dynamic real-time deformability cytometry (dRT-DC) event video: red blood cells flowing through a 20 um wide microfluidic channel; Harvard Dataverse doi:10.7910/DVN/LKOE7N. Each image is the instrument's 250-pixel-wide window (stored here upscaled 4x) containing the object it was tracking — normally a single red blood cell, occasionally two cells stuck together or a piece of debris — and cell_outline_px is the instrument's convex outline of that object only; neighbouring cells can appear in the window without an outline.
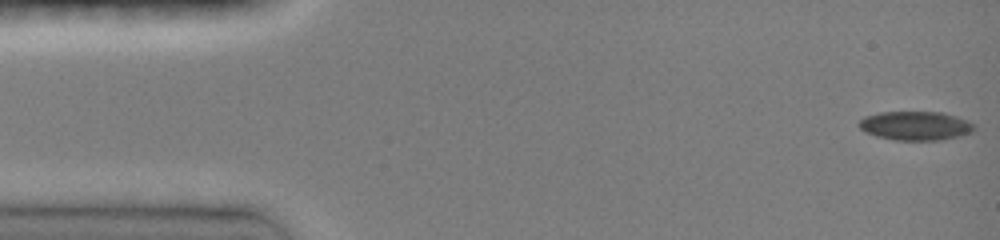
{"species": "common noctule bat (a hibernating species)", "species_latin": "Nyctalus noctula", "temperature_condition": "room temperature", "stored_images_in_passage": 38, "camera_frame_rate_fps": 3000, "um_per_image_px": 0.085, "animal": {"sex": "female", "body_mass_g": 19.0, "forearm_length_mm": 51.5}, "frame": {"image": 1, "passage_image": 1, "time_ms": 0.0, "image_size_px": [1000, 240], "cell_outline_px": [[976, 128], [972, 132], [960, 136], [940, 140], [892, 140], [876, 136], [860, 128], [856, 124], [864, 116], [880, 112], [940, 112], [956, 116], [968, 120], [976, 124]], "centroid_in_image_um": [77.84, 10.69], "position_along_channel_um": 7.2, "area_um2": 19.59}}
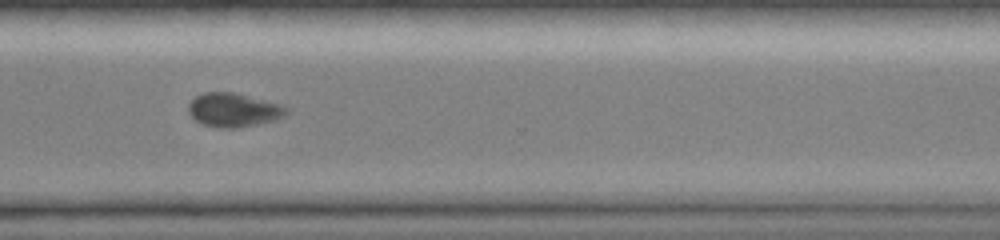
{"frame": {"image": 2, "passage_image": 27, "time_ms": 11.333, "image_size_px": [1000, 240], "cell_outline_px": [[288, 112], [284, 116], [276, 120], [236, 128], [220, 128], [204, 124], [196, 120], [188, 112], [188, 104], [196, 96], [204, 92], [232, 92], [284, 104], [288, 108]], "centroid_in_image_um": [19.89, 9.34], "position_along_channel_um": 350.7, "area_um2": 19.36}}
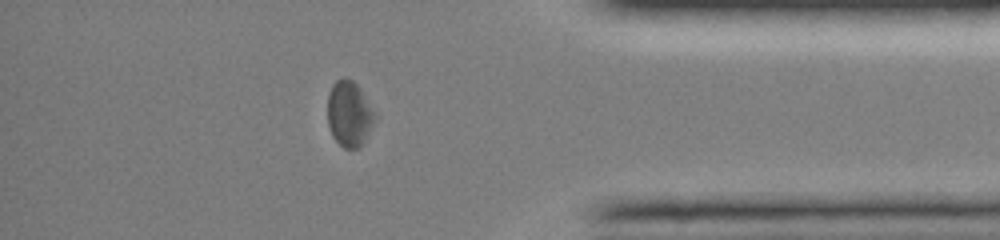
{"frame": {"image": 3, "passage_image": 31, "time_ms": 13.0, "image_size_px": [1000, 240], "cell_outline_px": [[376, 116], [364, 140], [356, 148], [344, 148], [332, 136], [328, 124], [328, 92], [332, 84], [336, 80], [344, 76], [352, 80], [360, 88], [376, 112]], "centroid_in_image_um": [29.67, 9.62], "position_along_channel_um": 405.5, "area_um2": 17.98}, "authors_computed_cell_mechanics": {"area_um2": 19.5364, "velocity_mm_per_s": 4.1023, "shape_relaxation_time_tau1_ms": null, "shape_relaxation_time_tau2_ms": 5.7967, "deformation_change_tau1": null, "deformation_change_tau2": 0.082}}